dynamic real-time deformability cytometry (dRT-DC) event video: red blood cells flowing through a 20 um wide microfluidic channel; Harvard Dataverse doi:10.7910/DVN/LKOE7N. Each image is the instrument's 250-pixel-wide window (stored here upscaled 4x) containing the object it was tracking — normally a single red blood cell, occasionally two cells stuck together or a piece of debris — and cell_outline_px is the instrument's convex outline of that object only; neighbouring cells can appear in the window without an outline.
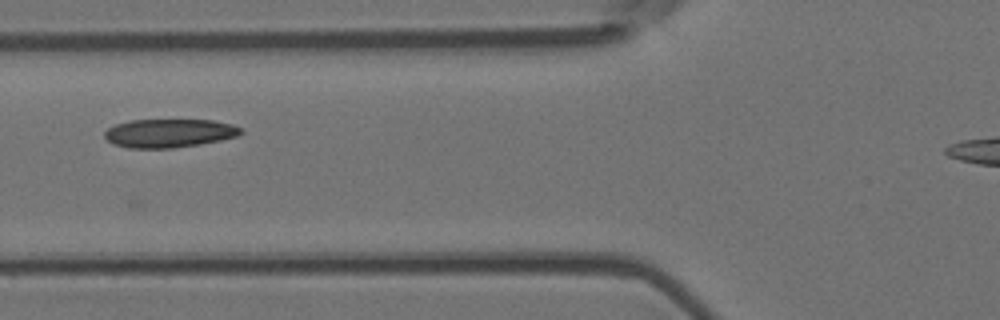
{"species": "Egyptian fruit bat (a non-hibernating species)", "species_latin": "Rousettus aegyptiacus", "temperature_condition": "room temperature", "stored_images_in_passage": 5, "camera_frame_rate_fps": 3000, "um_per_image_px": 0.085, "animal": {"sex": "female"}, "frame": {"image": 1, "passage_image": 2, "time_ms": 0.333, "image_size_px": [1000, 320], "cell_outline_px": [[244, 132], [236, 136], [220, 140], [200, 144], [172, 148], [128, 148], [112, 144], [104, 136], [104, 132], [108, 128], [116, 124], [132, 120], [212, 120], [232, 124], [240, 128]], "centroid_in_image_um": [14.36, 11.32], "position_along_channel_um": 111.4, "area_um2": 22.6}}
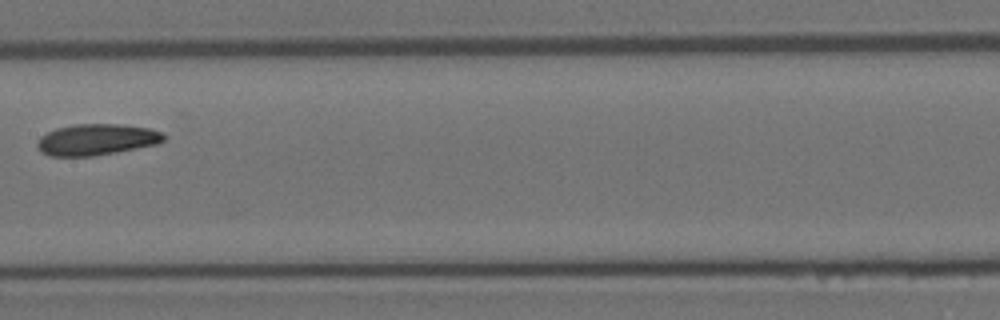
{"frame": {"image": 2, "passage_image": 4, "time_ms": 1.0, "image_size_px": [1000, 320], "cell_outline_px": [[168, 136], [160, 144], [116, 152], [92, 156], [48, 156], [40, 152], [36, 144], [40, 136], [56, 128], [76, 124], [120, 124], [148, 128], [164, 132]], "centroid_in_image_um": [8.24, 11.86], "position_along_channel_um": 199.2, "area_um2": 23.29}}
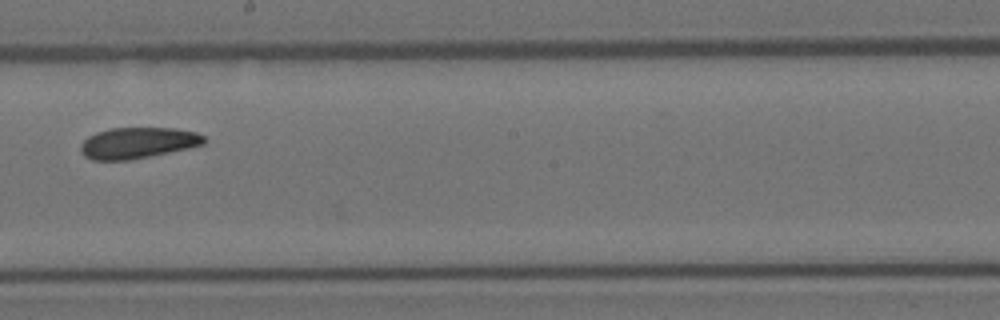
{"frame": {"image": 3, "passage_image": 5, "time_ms": 1.333, "image_size_px": [1000, 320], "cell_outline_px": [[208, 140], [204, 144], [188, 148], [128, 160], [92, 160], [84, 156], [80, 152], [80, 144], [88, 136], [96, 132], [112, 128], [176, 128], [196, 132], [204, 136]], "centroid_in_image_um": [11.7, 12.14], "position_along_channel_um": 236.5, "area_um2": 22.37}}